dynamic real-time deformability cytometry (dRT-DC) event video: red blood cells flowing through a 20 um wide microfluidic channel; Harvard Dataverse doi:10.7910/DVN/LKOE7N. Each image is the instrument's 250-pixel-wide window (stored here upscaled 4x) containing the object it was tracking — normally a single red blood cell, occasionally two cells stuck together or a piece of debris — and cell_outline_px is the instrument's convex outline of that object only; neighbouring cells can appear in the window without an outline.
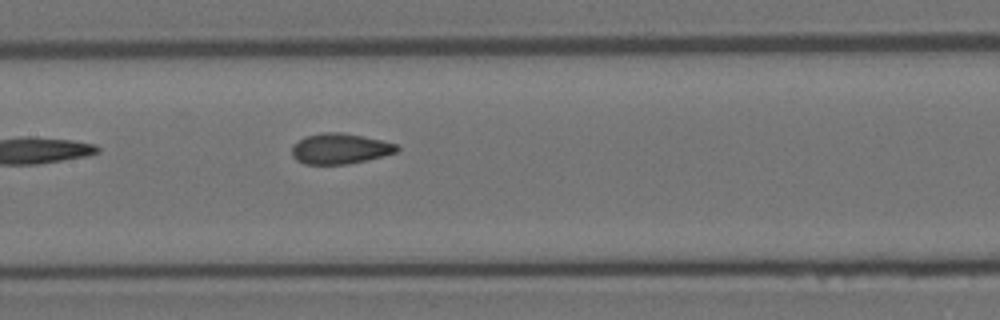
{"species": "Egyptian fruit bat (a non-hibernating species)", "species_latin": "Rousettus aegyptiacus", "temperature_condition": "room temperature", "stored_images_in_passage": 7, "camera_frame_rate_fps": 3000, "um_per_image_px": 0.085, "animal": {"sex": "female"}, "frame": {"image": 1, "passage_image": 7, "time_ms": 2.0, "image_size_px": [1000, 320], "cell_outline_px": [[400, 148], [396, 152], [364, 160], [344, 164], [304, 164], [296, 160], [292, 156], [292, 144], [304, 136], [320, 132], [344, 132], [364, 136], [396, 144]], "centroid_in_image_um": [28.83, 12.61], "position_along_channel_um": 178.6, "area_um2": 18.67}}